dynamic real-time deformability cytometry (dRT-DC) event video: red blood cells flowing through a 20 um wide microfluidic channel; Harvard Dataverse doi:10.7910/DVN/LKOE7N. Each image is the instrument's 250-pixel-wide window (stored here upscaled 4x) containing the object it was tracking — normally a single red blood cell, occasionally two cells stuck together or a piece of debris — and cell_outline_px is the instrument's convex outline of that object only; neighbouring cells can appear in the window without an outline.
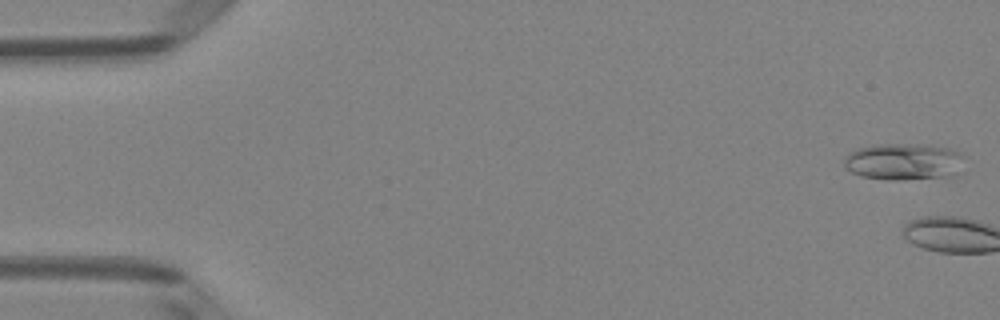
{"species": "Egyptian fruit bat (a non-hibernating species)", "species_latin": "Rousettus aegyptiacus", "temperature_condition": "room temperature", "stored_images_in_passage": 3, "camera_frame_rate_fps": 3000, "um_per_image_px": 0.085, "animal": {"sex": "female"}, "frame": {"image": 1, "passage_image": 1, "time_ms": 0.0, "image_size_px": [1000, 320], "cell_outline_px": [[964, 156], [940, 176], [896, 180], [888, 180], [860, 176], [844, 168], [844, 156], [848, 152], [856, 148], [872, 144], [928, 144], [948, 148], [960, 152]], "centroid_in_image_um": [76.56, 13.69], "position_along_channel_um": 8.4, "area_um2": 24.85}}